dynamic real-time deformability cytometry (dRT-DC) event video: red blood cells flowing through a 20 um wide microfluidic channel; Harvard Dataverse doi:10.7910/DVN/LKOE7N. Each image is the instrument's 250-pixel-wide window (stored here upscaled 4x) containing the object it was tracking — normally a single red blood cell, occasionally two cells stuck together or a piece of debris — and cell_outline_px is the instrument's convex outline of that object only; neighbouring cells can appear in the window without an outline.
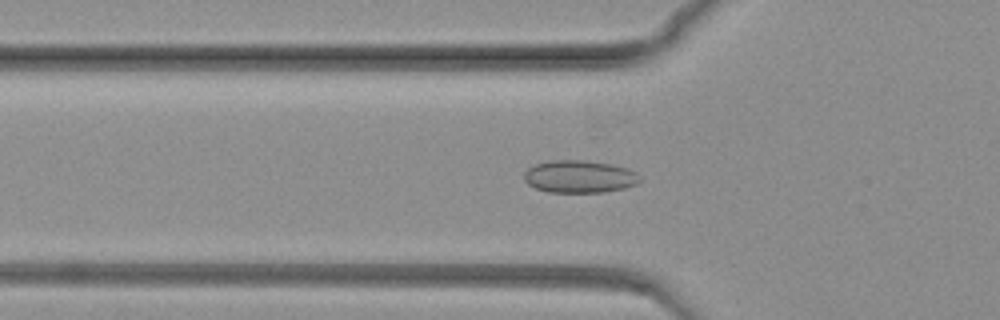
{"species": "common noctule bat (a hibernating species)", "species_latin": "Nyctalus noctula", "temperature_condition": "warm", "stored_images_in_passage": 81, "camera_frame_rate_fps": 3000, "um_per_image_px": 0.085, "animal": {"sex": "female", "body_mass_g": 19.3, "forearm_length_mm": 54.1}, "frame": {"image": 1, "passage_image": 27, "time_ms": 8.667, "image_size_px": [1000, 320], "cell_outline_px": [[640, 180], [636, 184], [624, 188], [604, 192], [548, 192], [536, 188], [528, 184], [524, 180], [524, 172], [528, 168], [536, 164], [548, 160], [584, 160], [612, 164], [628, 168], [636, 172], [640, 176]], "centroid_in_image_um": [49.25, 15.0], "position_along_channel_um": 76.5, "area_um2": 22.02}}
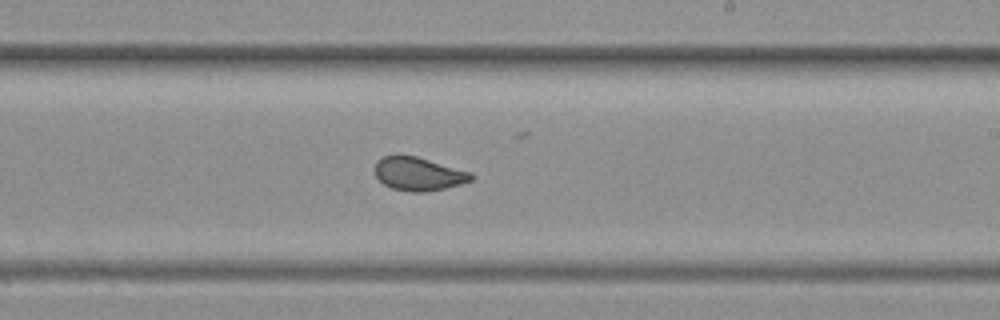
{"frame": {"image": 2, "passage_image": 48, "time_ms": 15.667, "image_size_px": [1000, 320], "cell_outline_px": [[476, 176], [472, 180], [460, 184], [444, 188], [424, 192], [408, 192], [392, 188], [384, 184], [376, 176], [372, 168], [376, 160], [384, 156], [416, 156], [472, 172]], "centroid_in_image_um": [35.56, 14.78], "position_along_channel_um": 253.4, "area_um2": 18.84}}
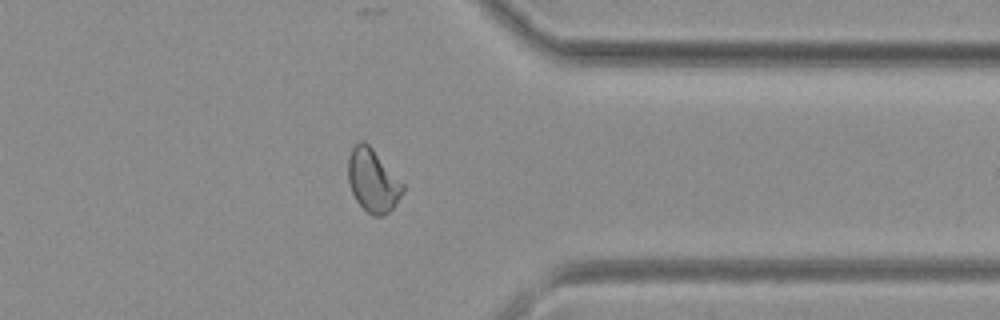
{"frame": {"image": 3, "passage_image": 64, "time_ms": 21.0, "image_size_px": [1000, 320], "cell_outline_px": [[404, 192], [396, 204], [384, 216], [372, 216], [356, 200], [352, 192], [348, 180], [348, 156], [352, 148], [360, 140], [364, 140], [372, 148], [404, 184]], "centroid_in_image_um": [31.69, 15.35], "position_along_channel_um": 379.7, "area_um2": 20.0}}